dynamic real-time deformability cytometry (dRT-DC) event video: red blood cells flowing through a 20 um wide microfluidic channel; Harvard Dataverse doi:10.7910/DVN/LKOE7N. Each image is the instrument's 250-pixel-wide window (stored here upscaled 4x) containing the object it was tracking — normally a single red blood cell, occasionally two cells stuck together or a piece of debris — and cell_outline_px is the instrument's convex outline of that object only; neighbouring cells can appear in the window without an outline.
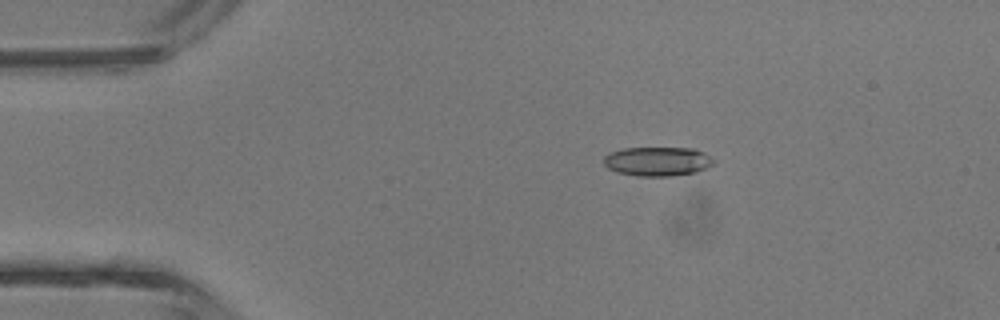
{"species": "common noctule bat (a hibernating species)", "species_latin": "Nyctalus noctula", "temperature_condition": "room temperature", "stored_images_in_passage": 3, "camera_frame_rate_fps": 3000, "um_per_image_px": 0.085, "animal": {"sex": "male", "body_mass_g": 13.3}, "frame": {"image": 1, "passage_image": 2, "time_ms": 1.333, "image_size_px": [1000, 320], "cell_outline_px": [[716, 160], [712, 164], [696, 172], [672, 176], [636, 176], [616, 172], [608, 168], [604, 164], [604, 156], [608, 152], [624, 148], [692, 148], [704, 152]], "centroid_in_image_um": [55.86, 13.71], "position_along_channel_um": 29.1, "area_um2": 18.79}}